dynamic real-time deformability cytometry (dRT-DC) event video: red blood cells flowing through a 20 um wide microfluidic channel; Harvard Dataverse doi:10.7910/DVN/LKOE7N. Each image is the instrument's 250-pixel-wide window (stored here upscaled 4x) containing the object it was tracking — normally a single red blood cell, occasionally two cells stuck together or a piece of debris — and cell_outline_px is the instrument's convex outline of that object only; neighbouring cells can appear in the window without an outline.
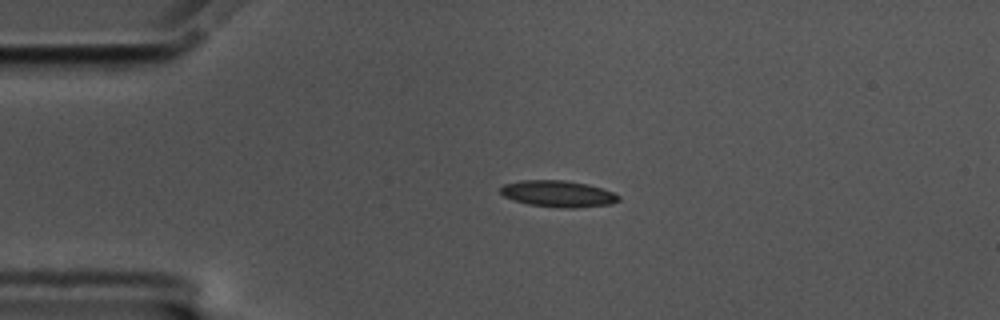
{"species": "common noctule bat (a hibernating species)", "species_latin": "Nyctalus noctula", "temperature_condition": "cold", "stored_images_in_passage": 46, "camera_frame_rate_fps": 3000, "um_per_image_px": 0.085, "animal": {"sex": "male", "body_mass_g": 17.5, "forearm_length_mm": 52.3}, "frame": {"image": 1, "passage_image": 1, "time_ms": 0.0, "image_size_px": [1000, 320], "cell_outline_px": [[620, 200], [612, 204], [576, 208], [564, 208], [528, 204], [504, 196], [500, 192], [500, 188], [504, 184], [520, 180], [564, 180], [588, 184], [612, 192], [620, 196]], "centroid_in_image_um": [47.45, 16.47], "position_along_channel_um": 37.5, "area_um2": 18.15}}
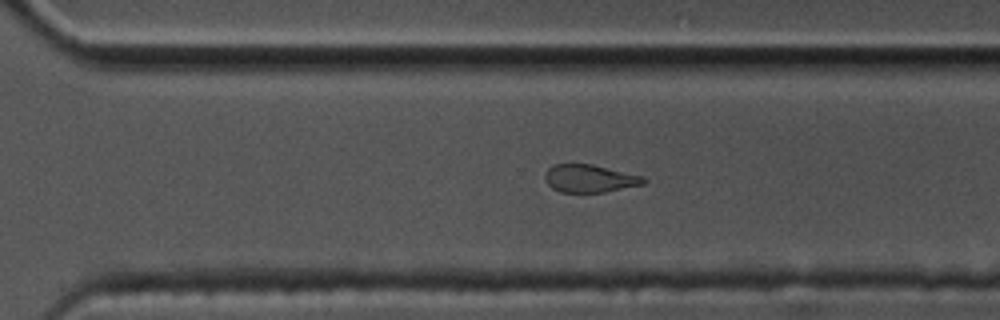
{"frame": {"image": 2, "passage_image": 28, "time_ms": 9.0, "image_size_px": [1000, 320], "cell_outline_px": [[648, 180], [644, 184], [604, 192], [560, 192], [552, 188], [548, 184], [544, 176], [544, 172], [552, 164], [592, 164], [644, 176]], "centroid_in_image_um": [50.12, 15.16], "position_along_channel_um": 320.5, "area_um2": 16.07}}
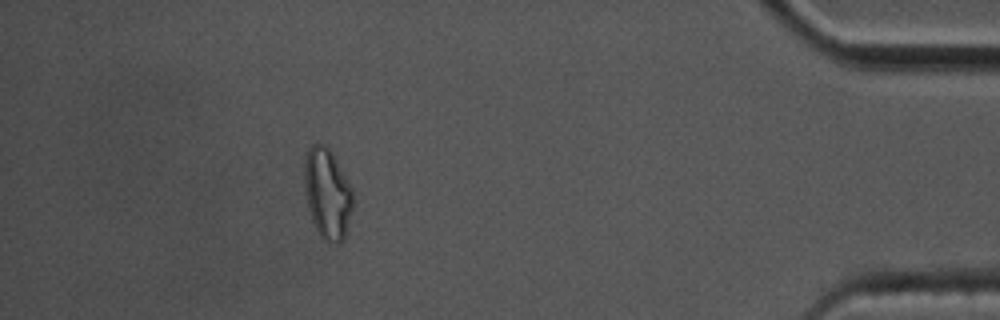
{"frame": {"image": 3, "passage_image": 40, "time_ms": 13.0, "image_size_px": [1000, 320], "cell_outline_px": [[352, 208], [348, 232], [344, 240], [336, 244], [324, 240], [320, 236], [312, 220], [308, 208], [304, 184], [304, 156], [308, 148], [316, 140], [324, 144], [332, 152], [352, 188]], "centroid_in_image_um": [27.82, 16.44], "position_along_channel_um": 407.4, "area_um2": 26.01}, "authors_computed_cell_mechanics": {"area_um2": 17.7735, "velocity_mm_per_s": 3.4799, "shape_relaxation_time_tau1_ms": null, "shape_relaxation_time_tau2_ms": 5.9143, "deformation_change_tau1": null, "deformation_change_tau2": 0.1347}}